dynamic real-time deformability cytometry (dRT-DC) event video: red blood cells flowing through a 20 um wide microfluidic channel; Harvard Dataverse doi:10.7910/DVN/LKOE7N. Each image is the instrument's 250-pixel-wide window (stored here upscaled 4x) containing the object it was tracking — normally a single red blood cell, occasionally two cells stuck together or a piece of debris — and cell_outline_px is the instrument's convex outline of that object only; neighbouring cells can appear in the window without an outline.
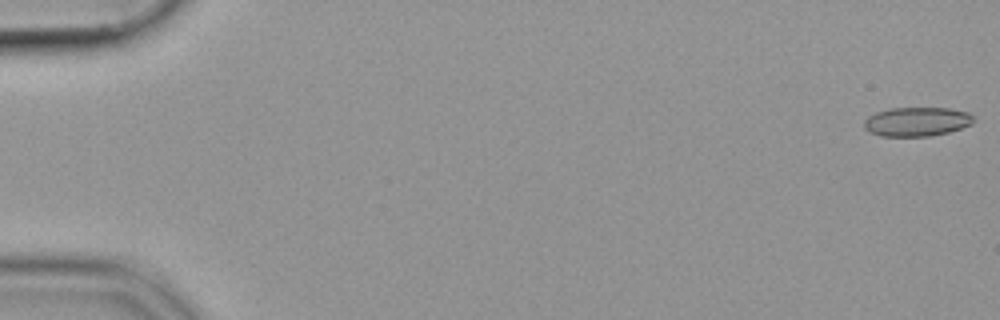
{"species": "common noctule bat (a hibernating species)", "species_latin": "Nyctalus noctula", "temperature_condition": "cold", "stored_images_in_passage": 54, "camera_frame_rate_fps": 3000, "um_per_image_px": 0.085, "animal": {"sex": "female", "body_mass_g": 19.9}, "frame": {"image": 1, "passage_image": 1, "time_ms": 0.0, "image_size_px": [1000, 320], "cell_outline_px": [[972, 124], [948, 132], [928, 136], [880, 136], [868, 132], [864, 128], [864, 120], [868, 116], [876, 112], [888, 108], [948, 108], [968, 112], [972, 116]], "centroid_in_image_um": [77.87, 10.34], "position_along_channel_um": 7.1, "area_um2": 18.55}}
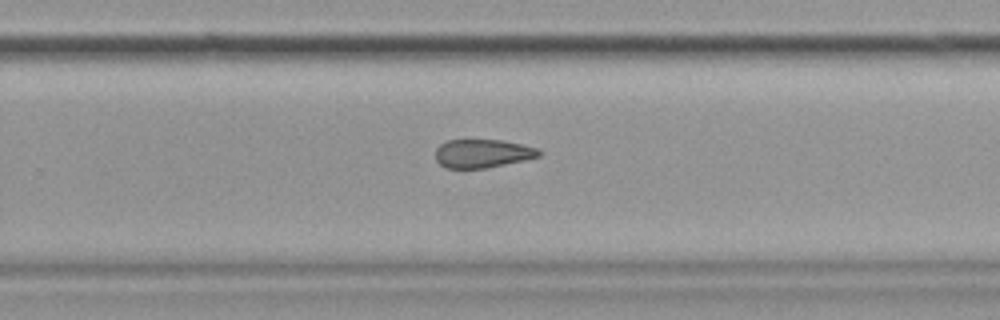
{"frame": {"image": 2, "passage_image": 36, "time_ms": 11.667, "image_size_px": [1000, 320], "cell_outline_px": [[544, 152], [540, 156], [524, 160], [484, 168], [444, 168], [436, 160], [436, 148], [440, 144], [448, 140], [500, 140], [540, 148]], "centroid_in_image_um": [41.03, 13.04], "position_along_channel_um": 288.8, "area_um2": 17.17}}
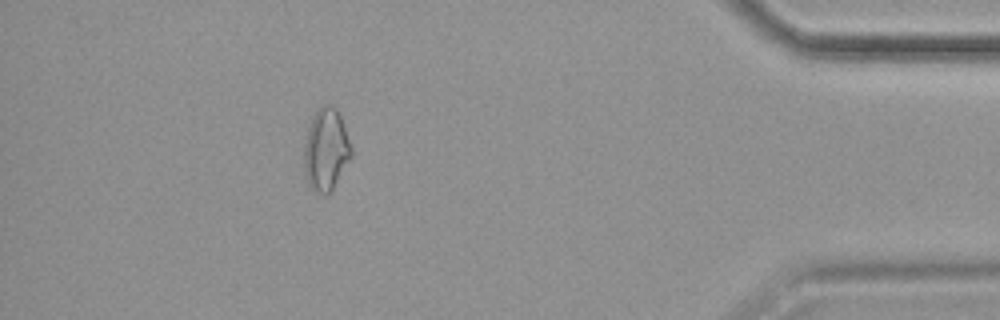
{"frame": {"image": 3, "passage_image": 49, "time_ms": 16.0, "image_size_px": [1000, 320], "cell_outline_px": [[352, 156], [328, 196], [324, 196], [316, 192], [308, 184], [304, 172], [304, 144], [308, 128], [312, 116], [320, 104], [332, 104], [340, 112], [352, 148]], "centroid_in_image_um": [27.71, 12.69], "position_along_channel_um": 407.5, "area_um2": 23.06}}